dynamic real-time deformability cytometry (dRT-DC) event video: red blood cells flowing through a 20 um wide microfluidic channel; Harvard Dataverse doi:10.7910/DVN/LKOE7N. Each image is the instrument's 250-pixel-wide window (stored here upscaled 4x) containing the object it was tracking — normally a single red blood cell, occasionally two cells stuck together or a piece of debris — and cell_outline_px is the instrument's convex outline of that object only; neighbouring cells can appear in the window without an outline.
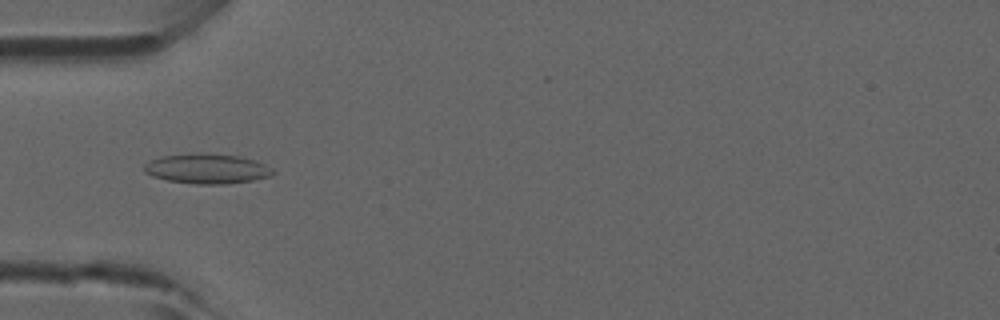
{"species": "common noctule bat (a hibernating species)", "species_latin": "Nyctalus noctula", "temperature_condition": "room temperature", "stored_images_in_passage": 5, "camera_frame_rate_fps": 3000, "um_per_image_px": 0.085, "animal": {"sex": "male", "forearm_length_mm": 52.5}, "frame": {"image": 1, "passage_image": 5, "time_ms": 1.333, "image_size_px": [1000, 320], "cell_outline_px": [[276, 172], [268, 176], [252, 180], [224, 184], [196, 184], [168, 180], [152, 176], [144, 172], [144, 164], [160, 156], [196, 152], [200, 152], [240, 156], [264, 164], [272, 168]], "centroid_in_image_um": [17.56, 14.32], "position_along_channel_um": 67.4, "area_um2": 22.43}}